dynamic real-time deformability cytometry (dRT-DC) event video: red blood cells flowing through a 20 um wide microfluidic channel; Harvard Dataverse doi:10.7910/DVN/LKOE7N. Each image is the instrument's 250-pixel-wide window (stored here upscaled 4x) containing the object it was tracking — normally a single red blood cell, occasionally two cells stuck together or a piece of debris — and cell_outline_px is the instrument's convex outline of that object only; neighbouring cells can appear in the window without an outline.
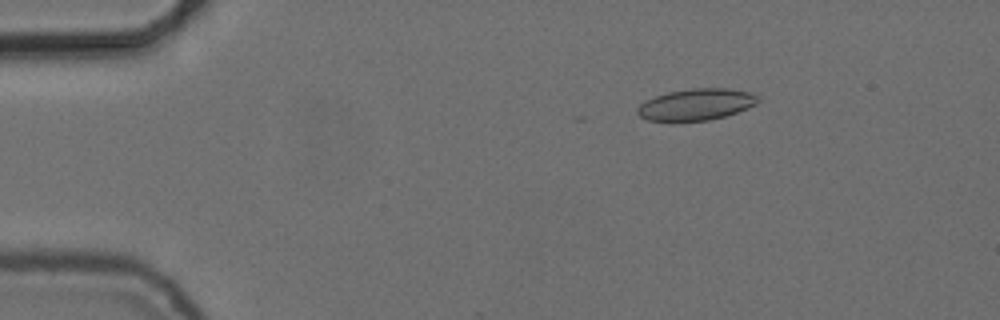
{"species": "common noctule bat (a hibernating species)", "species_latin": "Nyctalus noctula", "temperature_condition": "cold", "stored_images_in_passage": 17, "camera_frame_rate_fps": 3000, "um_per_image_px": 0.085, "animal": {"sex": "female", "body_mass_g": 24.6, "forearm_length_mm": 56.2}, "frame": {"image": 1, "passage_image": 2, "time_ms": 0.333, "image_size_px": [1000, 320], "cell_outline_px": [[760, 100], [756, 104], [748, 108], [724, 116], [708, 120], [672, 124], [648, 120], [640, 116], [636, 112], [636, 108], [644, 100], [668, 92], [692, 88], [728, 88], [752, 92]], "centroid_in_image_um": [59.11, 8.91], "position_along_channel_um": 25.9, "area_um2": 22.83}}
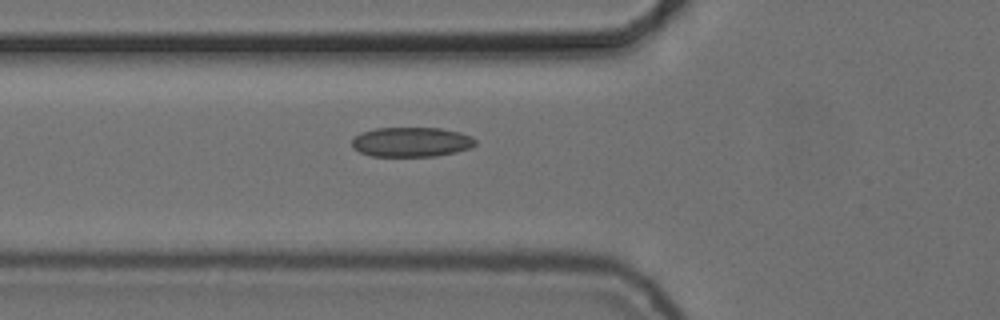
{"frame": {"image": 2, "passage_image": 13, "time_ms": 4.0, "image_size_px": [1000, 320], "cell_outline_px": [[476, 144], [472, 148], [456, 152], [436, 156], [372, 156], [360, 152], [352, 148], [352, 140], [360, 132], [376, 128], [440, 128], [460, 132], [472, 136], [476, 140]], "centroid_in_image_um": [34.99, 12.07], "position_along_channel_um": 90.8, "area_um2": 21.5}}
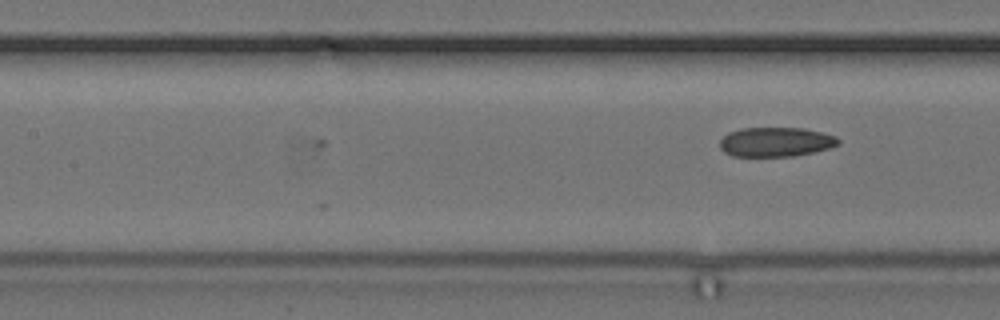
{"frame": {"image": 3, "passage_image": 17, "time_ms": 5.333, "image_size_px": [1000, 320], "cell_outline_px": [[840, 144], [828, 148], [812, 152], [792, 156], [732, 156], [724, 152], [720, 148], [720, 140], [728, 132], [740, 128], [804, 128], [836, 136], [840, 140]], "centroid_in_image_um": [65.92, 12.06], "position_along_channel_um": 141.5, "area_um2": 20.29}}